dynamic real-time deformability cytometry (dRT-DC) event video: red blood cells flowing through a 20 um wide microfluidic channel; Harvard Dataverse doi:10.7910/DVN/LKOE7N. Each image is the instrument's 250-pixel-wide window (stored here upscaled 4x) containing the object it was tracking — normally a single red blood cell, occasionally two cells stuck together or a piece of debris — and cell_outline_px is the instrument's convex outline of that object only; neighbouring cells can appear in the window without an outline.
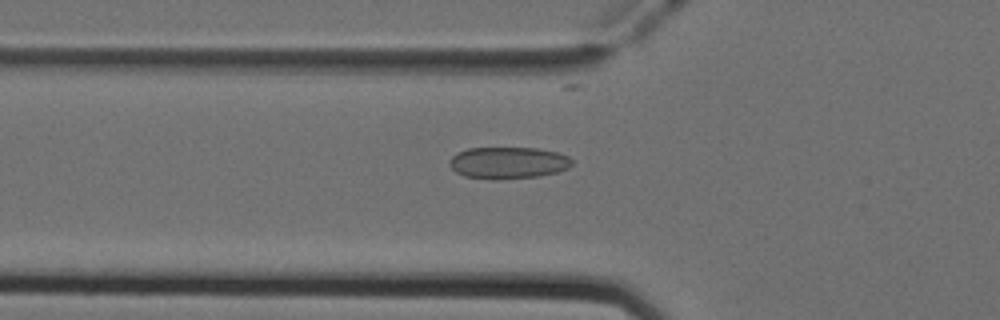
{"species": "Egyptian fruit bat (a non-hibernating species)", "species_latin": "Rousettus aegyptiacus", "temperature_condition": "cold", "stored_images_in_passage": 32, "camera_frame_rate_fps": 3000, "um_per_image_px": 0.085, "animal": {"sex": "female"}, "frame": {"image": 1, "passage_image": 3, "time_ms": 0.667, "image_size_px": [1000, 320], "cell_outline_px": [[572, 164], [568, 168], [556, 172], [540, 176], [496, 180], [492, 180], [464, 176], [456, 172], [448, 164], [448, 160], [456, 152], [468, 148], [536, 148], [560, 152], [568, 156], [572, 160]], "centroid_in_image_um": [43.17, 13.84], "position_along_channel_um": 82.6, "area_um2": 23.0}}
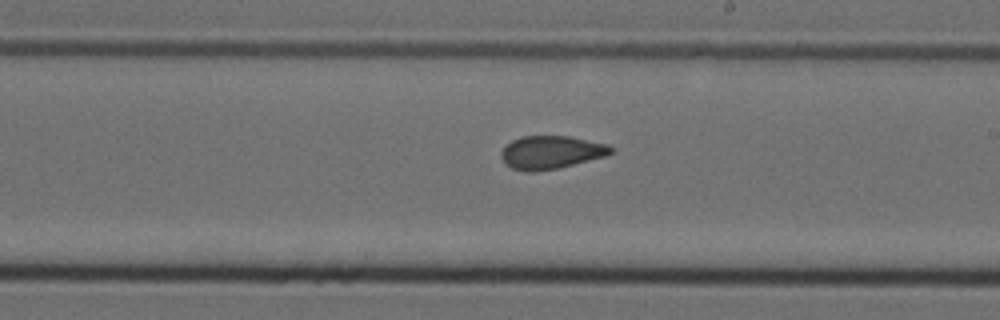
{"frame": {"image": 2, "passage_image": 15, "time_ms": 4.667, "image_size_px": [1000, 320], "cell_outline_px": [[612, 152], [604, 156], [560, 168], [532, 172], [524, 172], [512, 168], [504, 164], [500, 156], [500, 152], [512, 140], [524, 136], [568, 136], [608, 144], [612, 148]], "centroid_in_image_um": [46.8, 12.96], "position_along_channel_um": 242.2, "area_um2": 21.15}}
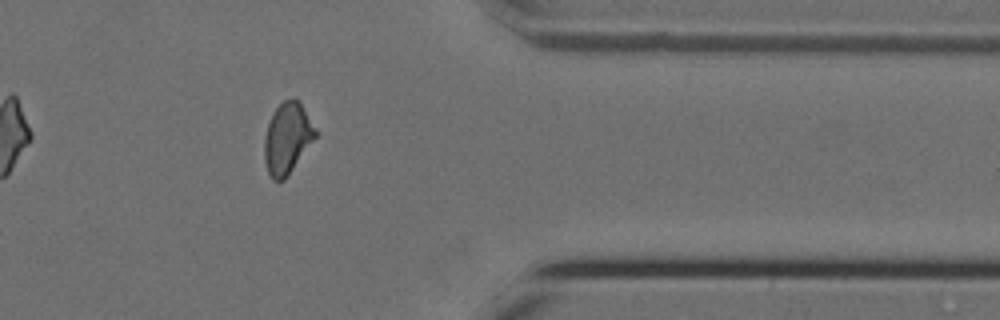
{"frame": {"image": 3, "passage_image": 27, "time_ms": 8.667, "image_size_px": [1000, 320], "cell_outline_px": [[316, 136], [284, 180], [272, 180], [268, 172], [264, 160], [264, 136], [268, 124], [276, 108], [284, 100], [300, 100], [316, 128]], "centroid_in_image_um": [24.41, 11.75], "position_along_channel_um": 387.0, "area_um2": 20.81}, "authors_computed_cell_mechanics": {"area_um2": 21.2415, "velocity_mm_per_s": 3.9732, "shape_relaxation_time_tau1_ms": null, "shape_relaxation_time_tau2_ms": 1.1454, "deformation_change_tau1": null, "deformation_change_tau2": 0.0623}}